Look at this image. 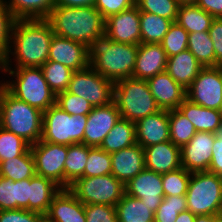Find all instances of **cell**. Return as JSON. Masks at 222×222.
Segmentation results:
<instances>
[{
  "mask_svg": "<svg viewBox=\"0 0 222 222\" xmlns=\"http://www.w3.org/2000/svg\"><path fill=\"white\" fill-rule=\"evenodd\" d=\"M135 6V0H96L94 7L104 19Z\"/></svg>",
  "mask_w": 222,
  "mask_h": 222,
  "instance_id": "7dc6e473",
  "label": "cell"
},
{
  "mask_svg": "<svg viewBox=\"0 0 222 222\" xmlns=\"http://www.w3.org/2000/svg\"><path fill=\"white\" fill-rule=\"evenodd\" d=\"M46 222H86L85 206L68 189H61L53 198Z\"/></svg>",
  "mask_w": 222,
  "mask_h": 222,
  "instance_id": "7402d4cb",
  "label": "cell"
},
{
  "mask_svg": "<svg viewBox=\"0 0 222 222\" xmlns=\"http://www.w3.org/2000/svg\"><path fill=\"white\" fill-rule=\"evenodd\" d=\"M139 11L159 15L176 22L179 4L176 0H135Z\"/></svg>",
  "mask_w": 222,
  "mask_h": 222,
  "instance_id": "7bdbcfd3",
  "label": "cell"
},
{
  "mask_svg": "<svg viewBox=\"0 0 222 222\" xmlns=\"http://www.w3.org/2000/svg\"><path fill=\"white\" fill-rule=\"evenodd\" d=\"M14 18L6 7L3 0H0V59L2 60L9 50L11 29Z\"/></svg>",
  "mask_w": 222,
  "mask_h": 222,
  "instance_id": "f6af8a7d",
  "label": "cell"
},
{
  "mask_svg": "<svg viewBox=\"0 0 222 222\" xmlns=\"http://www.w3.org/2000/svg\"><path fill=\"white\" fill-rule=\"evenodd\" d=\"M219 113H220L221 119H222V104H221V106H220Z\"/></svg>",
  "mask_w": 222,
  "mask_h": 222,
  "instance_id": "91938a15",
  "label": "cell"
},
{
  "mask_svg": "<svg viewBox=\"0 0 222 222\" xmlns=\"http://www.w3.org/2000/svg\"><path fill=\"white\" fill-rule=\"evenodd\" d=\"M188 35L189 33L182 26L177 22H173L161 42L166 56L171 57L187 50Z\"/></svg>",
  "mask_w": 222,
  "mask_h": 222,
  "instance_id": "b9f144b4",
  "label": "cell"
},
{
  "mask_svg": "<svg viewBox=\"0 0 222 222\" xmlns=\"http://www.w3.org/2000/svg\"><path fill=\"white\" fill-rule=\"evenodd\" d=\"M87 115H70L56 104L43 112L42 141L61 145L83 143Z\"/></svg>",
  "mask_w": 222,
  "mask_h": 222,
  "instance_id": "ba28073f",
  "label": "cell"
},
{
  "mask_svg": "<svg viewBox=\"0 0 222 222\" xmlns=\"http://www.w3.org/2000/svg\"><path fill=\"white\" fill-rule=\"evenodd\" d=\"M145 168L165 174L181 167L180 147L170 140L143 148Z\"/></svg>",
  "mask_w": 222,
  "mask_h": 222,
  "instance_id": "603a6c76",
  "label": "cell"
},
{
  "mask_svg": "<svg viewBox=\"0 0 222 222\" xmlns=\"http://www.w3.org/2000/svg\"><path fill=\"white\" fill-rule=\"evenodd\" d=\"M96 0H55V6L86 7L94 6Z\"/></svg>",
  "mask_w": 222,
  "mask_h": 222,
  "instance_id": "f5cc1de1",
  "label": "cell"
},
{
  "mask_svg": "<svg viewBox=\"0 0 222 222\" xmlns=\"http://www.w3.org/2000/svg\"><path fill=\"white\" fill-rule=\"evenodd\" d=\"M85 206L86 222H118L114 206L88 204Z\"/></svg>",
  "mask_w": 222,
  "mask_h": 222,
  "instance_id": "bcb514c9",
  "label": "cell"
},
{
  "mask_svg": "<svg viewBox=\"0 0 222 222\" xmlns=\"http://www.w3.org/2000/svg\"><path fill=\"white\" fill-rule=\"evenodd\" d=\"M187 49L202 67H215V51L208 32L190 33Z\"/></svg>",
  "mask_w": 222,
  "mask_h": 222,
  "instance_id": "e575fe53",
  "label": "cell"
},
{
  "mask_svg": "<svg viewBox=\"0 0 222 222\" xmlns=\"http://www.w3.org/2000/svg\"><path fill=\"white\" fill-rule=\"evenodd\" d=\"M125 193L140 199L155 213L164 196L162 174L144 168L125 184Z\"/></svg>",
  "mask_w": 222,
  "mask_h": 222,
  "instance_id": "9a60e30c",
  "label": "cell"
},
{
  "mask_svg": "<svg viewBox=\"0 0 222 222\" xmlns=\"http://www.w3.org/2000/svg\"><path fill=\"white\" fill-rule=\"evenodd\" d=\"M167 58L161 43H140L132 77L148 80L165 72Z\"/></svg>",
  "mask_w": 222,
  "mask_h": 222,
  "instance_id": "d6986e66",
  "label": "cell"
},
{
  "mask_svg": "<svg viewBox=\"0 0 222 222\" xmlns=\"http://www.w3.org/2000/svg\"><path fill=\"white\" fill-rule=\"evenodd\" d=\"M118 222H154V212L140 199L126 193L115 206Z\"/></svg>",
  "mask_w": 222,
  "mask_h": 222,
  "instance_id": "f546056e",
  "label": "cell"
},
{
  "mask_svg": "<svg viewBox=\"0 0 222 222\" xmlns=\"http://www.w3.org/2000/svg\"><path fill=\"white\" fill-rule=\"evenodd\" d=\"M114 84L88 65L72 73L66 91L84 98L92 107H98L113 102Z\"/></svg>",
  "mask_w": 222,
  "mask_h": 222,
  "instance_id": "30bf717a",
  "label": "cell"
},
{
  "mask_svg": "<svg viewBox=\"0 0 222 222\" xmlns=\"http://www.w3.org/2000/svg\"><path fill=\"white\" fill-rule=\"evenodd\" d=\"M53 36L54 32L46 19L14 20L9 50L2 59L3 66H12L11 62L14 60L15 68L41 67L48 60Z\"/></svg>",
  "mask_w": 222,
  "mask_h": 222,
  "instance_id": "6da1fadb",
  "label": "cell"
},
{
  "mask_svg": "<svg viewBox=\"0 0 222 222\" xmlns=\"http://www.w3.org/2000/svg\"><path fill=\"white\" fill-rule=\"evenodd\" d=\"M214 134L215 139L212 146V159L208 171L222 176V123Z\"/></svg>",
  "mask_w": 222,
  "mask_h": 222,
  "instance_id": "681fc988",
  "label": "cell"
},
{
  "mask_svg": "<svg viewBox=\"0 0 222 222\" xmlns=\"http://www.w3.org/2000/svg\"><path fill=\"white\" fill-rule=\"evenodd\" d=\"M151 94L160 110H174L186 99L187 90L166 71L147 80Z\"/></svg>",
  "mask_w": 222,
  "mask_h": 222,
  "instance_id": "ac0fdd59",
  "label": "cell"
},
{
  "mask_svg": "<svg viewBox=\"0 0 222 222\" xmlns=\"http://www.w3.org/2000/svg\"><path fill=\"white\" fill-rule=\"evenodd\" d=\"M56 105L70 115H88L93 107L82 97L67 91L56 94Z\"/></svg>",
  "mask_w": 222,
  "mask_h": 222,
  "instance_id": "ee69618b",
  "label": "cell"
},
{
  "mask_svg": "<svg viewBox=\"0 0 222 222\" xmlns=\"http://www.w3.org/2000/svg\"><path fill=\"white\" fill-rule=\"evenodd\" d=\"M136 144V123L120 118L104 138L100 148L113 153Z\"/></svg>",
  "mask_w": 222,
  "mask_h": 222,
  "instance_id": "83f0119b",
  "label": "cell"
},
{
  "mask_svg": "<svg viewBox=\"0 0 222 222\" xmlns=\"http://www.w3.org/2000/svg\"><path fill=\"white\" fill-rule=\"evenodd\" d=\"M88 158V146L82 143L67 146V156L64 162V189L80 177H84V170Z\"/></svg>",
  "mask_w": 222,
  "mask_h": 222,
  "instance_id": "d6a6232c",
  "label": "cell"
},
{
  "mask_svg": "<svg viewBox=\"0 0 222 222\" xmlns=\"http://www.w3.org/2000/svg\"><path fill=\"white\" fill-rule=\"evenodd\" d=\"M179 5H191L196 4L198 0H176Z\"/></svg>",
  "mask_w": 222,
  "mask_h": 222,
  "instance_id": "9f6ffc18",
  "label": "cell"
},
{
  "mask_svg": "<svg viewBox=\"0 0 222 222\" xmlns=\"http://www.w3.org/2000/svg\"><path fill=\"white\" fill-rule=\"evenodd\" d=\"M214 139V133L196 132L190 141L180 148L181 167L190 173L208 171Z\"/></svg>",
  "mask_w": 222,
  "mask_h": 222,
  "instance_id": "5bb4252c",
  "label": "cell"
},
{
  "mask_svg": "<svg viewBox=\"0 0 222 222\" xmlns=\"http://www.w3.org/2000/svg\"><path fill=\"white\" fill-rule=\"evenodd\" d=\"M35 160V173L51 179L64 189V162L67 156V145L38 141L30 146Z\"/></svg>",
  "mask_w": 222,
  "mask_h": 222,
  "instance_id": "8fae6325",
  "label": "cell"
},
{
  "mask_svg": "<svg viewBox=\"0 0 222 222\" xmlns=\"http://www.w3.org/2000/svg\"><path fill=\"white\" fill-rule=\"evenodd\" d=\"M196 215H194L192 212L186 210L183 212H180L178 214L177 219L175 222H194Z\"/></svg>",
  "mask_w": 222,
  "mask_h": 222,
  "instance_id": "db71d44e",
  "label": "cell"
},
{
  "mask_svg": "<svg viewBox=\"0 0 222 222\" xmlns=\"http://www.w3.org/2000/svg\"><path fill=\"white\" fill-rule=\"evenodd\" d=\"M3 72L14 80L4 81L3 87L17 99L45 112L56 104V94L47 84L40 67L12 68L3 66Z\"/></svg>",
  "mask_w": 222,
  "mask_h": 222,
  "instance_id": "5b68a950",
  "label": "cell"
},
{
  "mask_svg": "<svg viewBox=\"0 0 222 222\" xmlns=\"http://www.w3.org/2000/svg\"><path fill=\"white\" fill-rule=\"evenodd\" d=\"M105 34L114 42L141 43L140 11L136 6L105 19Z\"/></svg>",
  "mask_w": 222,
  "mask_h": 222,
  "instance_id": "4fadbf2b",
  "label": "cell"
},
{
  "mask_svg": "<svg viewBox=\"0 0 222 222\" xmlns=\"http://www.w3.org/2000/svg\"><path fill=\"white\" fill-rule=\"evenodd\" d=\"M46 20L55 35L80 42L86 47L105 33V19L94 6H54Z\"/></svg>",
  "mask_w": 222,
  "mask_h": 222,
  "instance_id": "7a4b0ae2",
  "label": "cell"
},
{
  "mask_svg": "<svg viewBox=\"0 0 222 222\" xmlns=\"http://www.w3.org/2000/svg\"><path fill=\"white\" fill-rule=\"evenodd\" d=\"M113 101L121 118L132 122L160 111L147 80L129 77L114 84Z\"/></svg>",
  "mask_w": 222,
  "mask_h": 222,
  "instance_id": "8992f818",
  "label": "cell"
},
{
  "mask_svg": "<svg viewBox=\"0 0 222 222\" xmlns=\"http://www.w3.org/2000/svg\"><path fill=\"white\" fill-rule=\"evenodd\" d=\"M214 19L209 13L196 4L179 5L176 22L189 34L208 32Z\"/></svg>",
  "mask_w": 222,
  "mask_h": 222,
  "instance_id": "4dcf8cb0",
  "label": "cell"
},
{
  "mask_svg": "<svg viewBox=\"0 0 222 222\" xmlns=\"http://www.w3.org/2000/svg\"><path fill=\"white\" fill-rule=\"evenodd\" d=\"M196 5L212 17L222 18V0H198Z\"/></svg>",
  "mask_w": 222,
  "mask_h": 222,
  "instance_id": "816d5d0a",
  "label": "cell"
},
{
  "mask_svg": "<svg viewBox=\"0 0 222 222\" xmlns=\"http://www.w3.org/2000/svg\"><path fill=\"white\" fill-rule=\"evenodd\" d=\"M61 189L51 179L35 174L30 178L28 210L45 216L53 198Z\"/></svg>",
  "mask_w": 222,
  "mask_h": 222,
  "instance_id": "d4e9b609",
  "label": "cell"
},
{
  "mask_svg": "<svg viewBox=\"0 0 222 222\" xmlns=\"http://www.w3.org/2000/svg\"><path fill=\"white\" fill-rule=\"evenodd\" d=\"M87 118L82 144L90 147H100L108 132L121 116L113 101L107 105L93 107Z\"/></svg>",
  "mask_w": 222,
  "mask_h": 222,
  "instance_id": "2e32d148",
  "label": "cell"
},
{
  "mask_svg": "<svg viewBox=\"0 0 222 222\" xmlns=\"http://www.w3.org/2000/svg\"><path fill=\"white\" fill-rule=\"evenodd\" d=\"M172 20L140 11L141 43H161Z\"/></svg>",
  "mask_w": 222,
  "mask_h": 222,
  "instance_id": "836d02e7",
  "label": "cell"
},
{
  "mask_svg": "<svg viewBox=\"0 0 222 222\" xmlns=\"http://www.w3.org/2000/svg\"><path fill=\"white\" fill-rule=\"evenodd\" d=\"M215 222H222V214L216 215V221Z\"/></svg>",
  "mask_w": 222,
  "mask_h": 222,
  "instance_id": "6f0895ef",
  "label": "cell"
},
{
  "mask_svg": "<svg viewBox=\"0 0 222 222\" xmlns=\"http://www.w3.org/2000/svg\"><path fill=\"white\" fill-rule=\"evenodd\" d=\"M215 51V67L222 64V18H214L208 30Z\"/></svg>",
  "mask_w": 222,
  "mask_h": 222,
  "instance_id": "f907efd6",
  "label": "cell"
},
{
  "mask_svg": "<svg viewBox=\"0 0 222 222\" xmlns=\"http://www.w3.org/2000/svg\"><path fill=\"white\" fill-rule=\"evenodd\" d=\"M202 68L195 56L187 49L168 57L165 71L187 90Z\"/></svg>",
  "mask_w": 222,
  "mask_h": 222,
  "instance_id": "cb8c5ba5",
  "label": "cell"
},
{
  "mask_svg": "<svg viewBox=\"0 0 222 222\" xmlns=\"http://www.w3.org/2000/svg\"><path fill=\"white\" fill-rule=\"evenodd\" d=\"M40 68L47 84L55 94L67 90L73 70L54 61H47Z\"/></svg>",
  "mask_w": 222,
  "mask_h": 222,
  "instance_id": "8d00e7d4",
  "label": "cell"
},
{
  "mask_svg": "<svg viewBox=\"0 0 222 222\" xmlns=\"http://www.w3.org/2000/svg\"><path fill=\"white\" fill-rule=\"evenodd\" d=\"M169 140L168 110H160L136 122V143L142 148Z\"/></svg>",
  "mask_w": 222,
  "mask_h": 222,
  "instance_id": "ffe728a7",
  "label": "cell"
},
{
  "mask_svg": "<svg viewBox=\"0 0 222 222\" xmlns=\"http://www.w3.org/2000/svg\"><path fill=\"white\" fill-rule=\"evenodd\" d=\"M68 190L84 205L116 206L125 194V185L112 174L77 178Z\"/></svg>",
  "mask_w": 222,
  "mask_h": 222,
  "instance_id": "9c48e42d",
  "label": "cell"
},
{
  "mask_svg": "<svg viewBox=\"0 0 222 222\" xmlns=\"http://www.w3.org/2000/svg\"><path fill=\"white\" fill-rule=\"evenodd\" d=\"M138 47L114 42L104 33L87 47L88 63L100 75L115 83L132 77Z\"/></svg>",
  "mask_w": 222,
  "mask_h": 222,
  "instance_id": "3957f363",
  "label": "cell"
},
{
  "mask_svg": "<svg viewBox=\"0 0 222 222\" xmlns=\"http://www.w3.org/2000/svg\"><path fill=\"white\" fill-rule=\"evenodd\" d=\"M44 216L26 209L0 211V222H43Z\"/></svg>",
  "mask_w": 222,
  "mask_h": 222,
  "instance_id": "c3c4849f",
  "label": "cell"
},
{
  "mask_svg": "<svg viewBox=\"0 0 222 222\" xmlns=\"http://www.w3.org/2000/svg\"><path fill=\"white\" fill-rule=\"evenodd\" d=\"M111 174L110 153L100 147L88 146V158L85 165L84 177H94Z\"/></svg>",
  "mask_w": 222,
  "mask_h": 222,
  "instance_id": "74e56055",
  "label": "cell"
},
{
  "mask_svg": "<svg viewBox=\"0 0 222 222\" xmlns=\"http://www.w3.org/2000/svg\"><path fill=\"white\" fill-rule=\"evenodd\" d=\"M47 61L61 63L74 72L84 69L89 65L87 47L80 42L54 34Z\"/></svg>",
  "mask_w": 222,
  "mask_h": 222,
  "instance_id": "e0dca14e",
  "label": "cell"
},
{
  "mask_svg": "<svg viewBox=\"0 0 222 222\" xmlns=\"http://www.w3.org/2000/svg\"><path fill=\"white\" fill-rule=\"evenodd\" d=\"M111 174L124 185L145 168L144 150L139 144L113 152Z\"/></svg>",
  "mask_w": 222,
  "mask_h": 222,
  "instance_id": "44dd1931",
  "label": "cell"
},
{
  "mask_svg": "<svg viewBox=\"0 0 222 222\" xmlns=\"http://www.w3.org/2000/svg\"><path fill=\"white\" fill-rule=\"evenodd\" d=\"M178 110L193 124L197 132L214 133L222 123L219 110L205 108L192 103L187 98Z\"/></svg>",
  "mask_w": 222,
  "mask_h": 222,
  "instance_id": "484cf974",
  "label": "cell"
},
{
  "mask_svg": "<svg viewBox=\"0 0 222 222\" xmlns=\"http://www.w3.org/2000/svg\"><path fill=\"white\" fill-rule=\"evenodd\" d=\"M191 173L184 167L162 174L164 196L186 195Z\"/></svg>",
  "mask_w": 222,
  "mask_h": 222,
  "instance_id": "ab89813d",
  "label": "cell"
},
{
  "mask_svg": "<svg viewBox=\"0 0 222 222\" xmlns=\"http://www.w3.org/2000/svg\"><path fill=\"white\" fill-rule=\"evenodd\" d=\"M216 215H199L195 217L194 222H215Z\"/></svg>",
  "mask_w": 222,
  "mask_h": 222,
  "instance_id": "11a10c76",
  "label": "cell"
},
{
  "mask_svg": "<svg viewBox=\"0 0 222 222\" xmlns=\"http://www.w3.org/2000/svg\"><path fill=\"white\" fill-rule=\"evenodd\" d=\"M170 141L180 148L196 134L193 124L178 110H169Z\"/></svg>",
  "mask_w": 222,
  "mask_h": 222,
  "instance_id": "d590c367",
  "label": "cell"
},
{
  "mask_svg": "<svg viewBox=\"0 0 222 222\" xmlns=\"http://www.w3.org/2000/svg\"><path fill=\"white\" fill-rule=\"evenodd\" d=\"M30 178L21 181L0 176V211L28 210Z\"/></svg>",
  "mask_w": 222,
  "mask_h": 222,
  "instance_id": "4316f807",
  "label": "cell"
},
{
  "mask_svg": "<svg viewBox=\"0 0 222 222\" xmlns=\"http://www.w3.org/2000/svg\"><path fill=\"white\" fill-rule=\"evenodd\" d=\"M186 202L187 210L196 216L222 214V176L209 171L191 173Z\"/></svg>",
  "mask_w": 222,
  "mask_h": 222,
  "instance_id": "52a82bcc",
  "label": "cell"
},
{
  "mask_svg": "<svg viewBox=\"0 0 222 222\" xmlns=\"http://www.w3.org/2000/svg\"><path fill=\"white\" fill-rule=\"evenodd\" d=\"M0 127L13 132L30 145L42 139L43 112L0 89Z\"/></svg>",
  "mask_w": 222,
  "mask_h": 222,
  "instance_id": "277c9868",
  "label": "cell"
},
{
  "mask_svg": "<svg viewBox=\"0 0 222 222\" xmlns=\"http://www.w3.org/2000/svg\"><path fill=\"white\" fill-rule=\"evenodd\" d=\"M0 71H2L3 72V65H0ZM1 83H0V89L3 87V83H2V81H0Z\"/></svg>",
  "mask_w": 222,
  "mask_h": 222,
  "instance_id": "680465c9",
  "label": "cell"
},
{
  "mask_svg": "<svg viewBox=\"0 0 222 222\" xmlns=\"http://www.w3.org/2000/svg\"><path fill=\"white\" fill-rule=\"evenodd\" d=\"M35 160L31 149L21 156H16L0 163V176L21 181L35 175Z\"/></svg>",
  "mask_w": 222,
  "mask_h": 222,
  "instance_id": "1f68e13d",
  "label": "cell"
},
{
  "mask_svg": "<svg viewBox=\"0 0 222 222\" xmlns=\"http://www.w3.org/2000/svg\"><path fill=\"white\" fill-rule=\"evenodd\" d=\"M186 98L205 108L219 110L222 104V74L218 66L203 67L187 89Z\"/></svg>",
  "mask_w": 222,
  "mask_h": 222,
  "instance_id": "7c38bea8",
  "label": "cell"
},
{
  "mask_svg": "<svg viewBox=\"0 0 222 222\" xmlns=\"http://www.w3.org/2000/svg\"><path fill=\"white\" fill-rule=\"evenodd\" d=\"M17 19H46L55 6V0H3Z\"/></svg>",
  "mask_w": 222,
  "mask_h": 222,
  "instance_id": "f1b7e54d",
  "label": "cell"
},
{
  "mask_svg": "<svg viewBox=\"0 0 222 222\" xmlns=\"http://www.w3.org/2000/svg\"><path fill=\"white\" fill-rule=\"evenodd\" d=\"M219 70L221 71L222 74V64L218 65Z\"/></svg>",
  "mask_w": 222,
  "mask_h": 222,
  "instance_id": "94428289",
  "label": "cell"
},
{
  "mask_svg": "<svg viewBox=\"0 0 222 222\" xmlns=\"http://www.w3.org/2000/svg\"><path fill=\"white\" fill-rule=\"evenodd\" d=\"M186 210V195L165 196L154 213V222H175L178 214Z\"/></svg>",
  "mask_w": 222,
  "mask_h": 222,
  "instance_id": "60d3db41",
  "label": "cell"
},
{
  "mask_svg": "<svg viewBox=\"0 0 222 222\" xmlns=\"http://www.w3.org/2000/svg\"><path fill=\"white\" fill-rule=\"evenodd\" d=\"M30 144L13 132L0 127V163L21 156L30 149Z\"/></svg>",
  "mask_w": 222,
  "mask_h": 222,
  "instance_id": "f35d334b",
  "label": "cell"
}]
</instances>
